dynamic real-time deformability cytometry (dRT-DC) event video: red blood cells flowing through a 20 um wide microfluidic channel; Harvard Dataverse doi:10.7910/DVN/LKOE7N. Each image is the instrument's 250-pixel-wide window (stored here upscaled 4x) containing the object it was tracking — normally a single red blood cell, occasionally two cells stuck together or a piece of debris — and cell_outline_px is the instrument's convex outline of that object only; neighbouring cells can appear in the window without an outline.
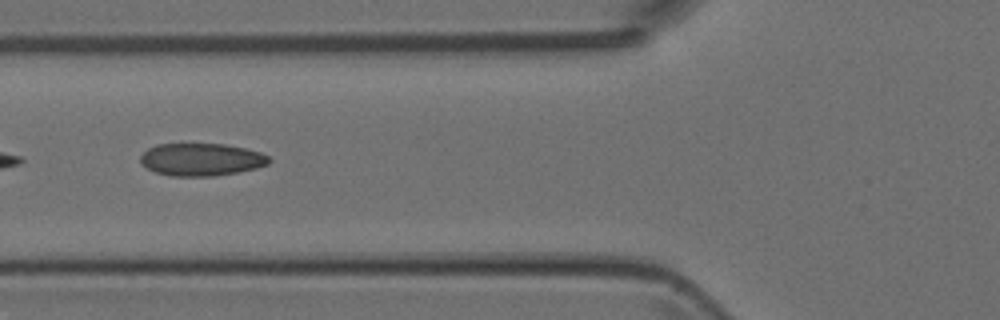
{"species": "Egyptian fruit bat (a non-hibernating species)", "species_latin": "Rousettus aegyptiacus", "temperature_condition": "room temperature", "stored_images_in_passage": 9, "camera_frame_rate_fps": 3000, "um_per_image_px": 0.085, "animal": {"sex": "female"}, "frame": {"image": 1, "passage_image": 6, "time_ms": 5.667, "image_size_px": [1000, 320], "cell_outline_px": [[272, 160], [268, 164], [256, 168], [236, 172], [212, 176], [172, 176], [156, 172], [140, 164], [140, 156], [148, 148], [156, 144], [224, 144], [244, 148], [260, 152], [268, 156]], "centroid_in_image_um": [17.1, 13.55], "position_along_channel_um": 108.7, "area_um2": 24.33}}
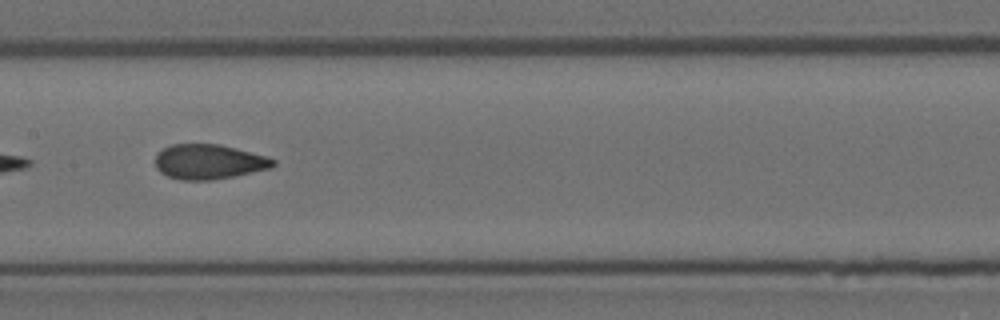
{"frame": {"image": 2, "passage_image": 8, "time_ms": 7.667, "image_size_px": [1000, 320], "cell_outline_px": [[276, 164], [272, 168], [212, 180], [180, 180], [168, 176], [160, 172], [156, 168], [156, 152], [172, 144], [220, 144], [268, 156], [276, 160]], "centroid_in_image_um": [17.76, 13.74], "position_along_channel_um": 189.6, "area_um2": 24.04}}
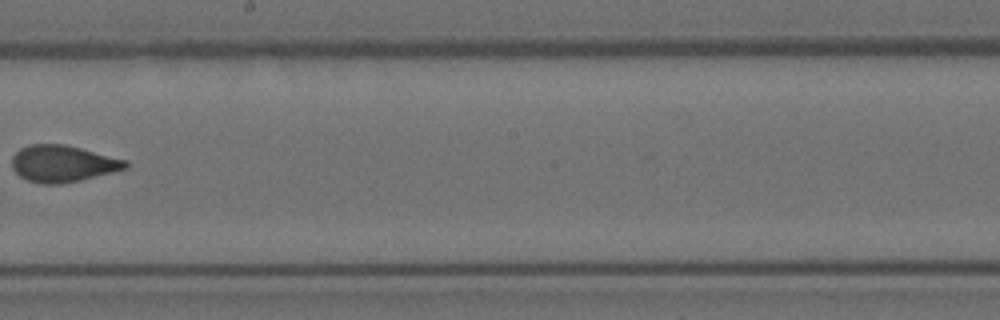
{"frame": {"image": 3, "passage_image": 9, "time_ms": 9.0, "image_size_px": [1000, 320], "cell_outline_px": [[128, 168], [80, 180], [60, 184], [40, 184], [28, 180], [20, 176], [12, 168], [12, 156], [20, 148], [32, 144], [64, 144], [128, 160]], "centroid_in_image_um": [5.33, 13.91], "position_along_channel_um": 242.9, "area_um2": 24.22}}